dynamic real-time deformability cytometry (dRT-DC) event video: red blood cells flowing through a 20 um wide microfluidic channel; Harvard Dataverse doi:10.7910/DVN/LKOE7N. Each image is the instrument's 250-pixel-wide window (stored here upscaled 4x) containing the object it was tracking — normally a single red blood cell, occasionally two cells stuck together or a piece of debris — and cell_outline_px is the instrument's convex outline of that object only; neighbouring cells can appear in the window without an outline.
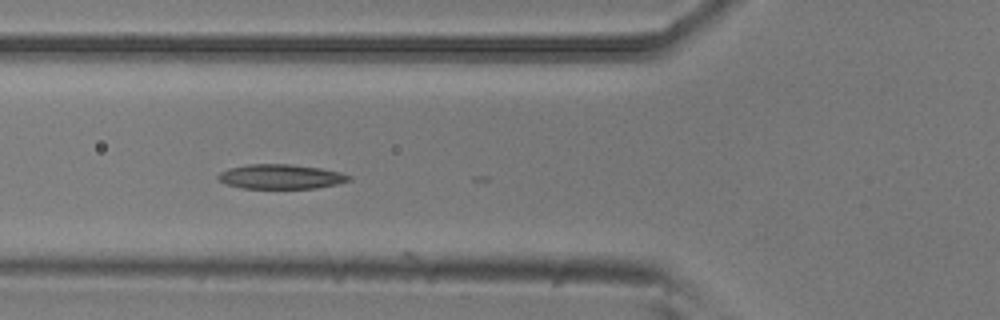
{"species": "common noctule bat (a hibernating species)", "species_latin": "Nyctalus noctula", "temperature_condition": "room temperature", "stored_images_in_passage": 16, "camera_frame_rate_fps": 3000, "um_per_image_px": 0.085, "animal": {"sex": "male", "body_mass_g": 20.5, "forearm_length_mm": 52.5}, "frame": {"image": 1, "passage_image": 13, "time_ms": 4.0, "image_size_px": [1000, 320], "cell_outline_px": [[352, 180], [336, 184], [316, 188], [244, 188], [228, 184], [220, 180], [216, 176], [220, 172], [228, 168], [248, 164], [288, 164], [320, 168], [340, 172], [352, 176]], "centroid_in_image_um": [23.88, 15.01], "position_along_channel_um": 101.9, "area_um2": 18.61}}